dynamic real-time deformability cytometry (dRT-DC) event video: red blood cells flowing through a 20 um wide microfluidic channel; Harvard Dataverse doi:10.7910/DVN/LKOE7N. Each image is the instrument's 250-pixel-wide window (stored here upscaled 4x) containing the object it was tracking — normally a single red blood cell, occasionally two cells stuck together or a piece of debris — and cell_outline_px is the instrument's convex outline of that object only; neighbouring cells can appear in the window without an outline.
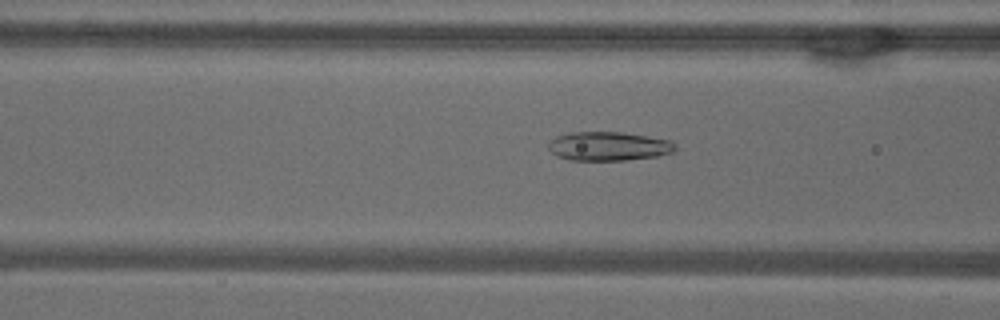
{"species": "common noctule bat (a hibernating species)", "species_latin": "Nyctalus noctula", "temperature_condition": "warm", "stored_images_in_passage": 53, "camera_frame_rate_fps": 3000, "um_per_image_px": 0.085, "animal": {"sex": "male", "body_mass_g": 18.8}, "frame": {"image": 1, "passage_image": 21, "time_ms": 6.667, "image_size_px": [1000, 320], "cell_outline_px": [[676, 152], [656, 156], [624, 160], [568, 160], [556, 156], [548, 148], [548, 144], [556, 136], [572, 132], [620, 132], [672, 140], [676, 144]], "centroid_in_image_um": [51.75, 12.43], "position_along_channel_um": 114.9, "area_um2": 21.44}}
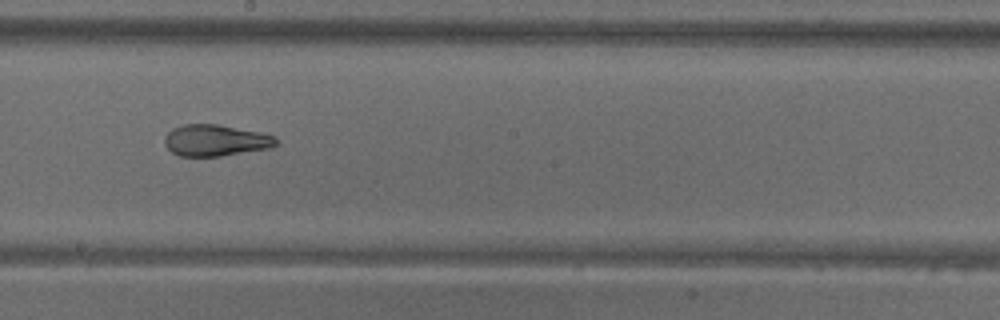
{"frame": {"image": 2, "passage_image": 30, "time_ms": 9.667, "image_size_px": [1000, 320], "cell_outline_px": [[276, 144], [272, 148], [220, 156], [180, 156], [172, 152], [164, 144], [164, 136], [172, 128], [184, 124], [216, 124], [264, 132], [276, 136]], "centroid_in_image_um": [18.33, 11.92], "position_along_channel_um": 229.9, "area_um2": 20.63}}
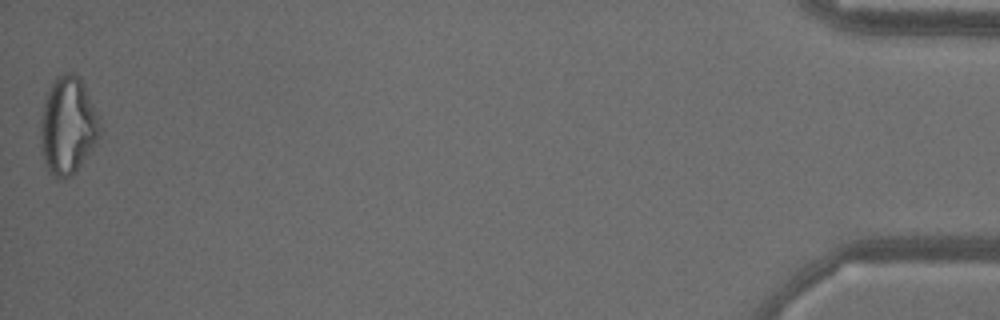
{"frame": {"image": 3, "passage_image": 53, "time_ms": 17.333, "image_size_px": [1000, 320], "cell_outline_px": [[100, 136], [96, 144], [72, 176], [60, 180], [56, 180], [48, 172], [44, 164], [40, 152], [40, 120], [44, 104], [52, 80], [68, 72], [72, 72], [80, 80], [88, 96], [96, 116], [100, 128]], "centroid_in_image_um": [5.71, 10.79], "position_along_channel_um": 429.5, "area_um2": 33.47}, "authors_computed_cell_mechanics": {"area_um2": 26.2412, "velocity_mm_per_s": 3.8263, "shape_relaxation_time_tau1_ms": null, "shape_relaxation_time_tau2_ms": 2.3679, "deformation_change_tau1": null, "deformation_change_tau2": 0.0775}}